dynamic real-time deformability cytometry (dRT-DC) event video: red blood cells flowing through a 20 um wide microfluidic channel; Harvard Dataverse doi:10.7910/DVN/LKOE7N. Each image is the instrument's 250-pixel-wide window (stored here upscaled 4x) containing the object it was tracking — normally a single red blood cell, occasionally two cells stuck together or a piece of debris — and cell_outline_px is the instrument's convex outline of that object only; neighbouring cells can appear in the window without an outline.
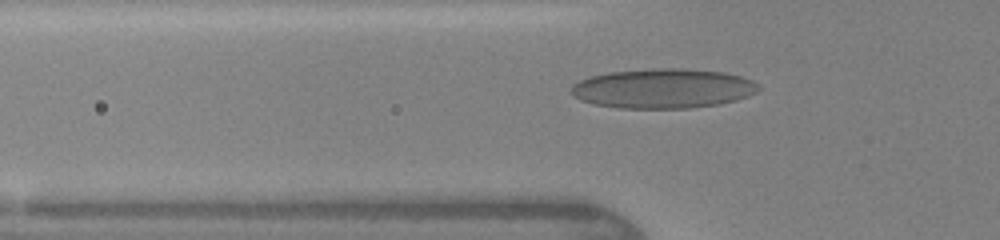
{"species": "human", "species_latin": "Homo sapiens", "temperature_condition": "warm", "stored_images_in_passage": 7, "camera_frame_rate_fps": 3000, "um_per_image_px": 0.085, "donor": {"sex": "female"}, "frame": {"image": 1, "passage_image": 5, "time_ms": 2.0, "image_size_px": [1000, 240], "cell_outline_px": [[760, 88], [756, 92], [736, 100], [720, 104], [688, 108], [620, 108], [592, 104], [580, 100], [572, 92], [572, 84], [580, 80], [592, 76], [608, 72], [652, 68], [684, 68], [724, 72], [740, 76], [752, 80], [760, 84]], "centroid_in_image_um": [56.38, 7.51], "position_along_channel_um": 69.4, "area_um2": 43.35}}